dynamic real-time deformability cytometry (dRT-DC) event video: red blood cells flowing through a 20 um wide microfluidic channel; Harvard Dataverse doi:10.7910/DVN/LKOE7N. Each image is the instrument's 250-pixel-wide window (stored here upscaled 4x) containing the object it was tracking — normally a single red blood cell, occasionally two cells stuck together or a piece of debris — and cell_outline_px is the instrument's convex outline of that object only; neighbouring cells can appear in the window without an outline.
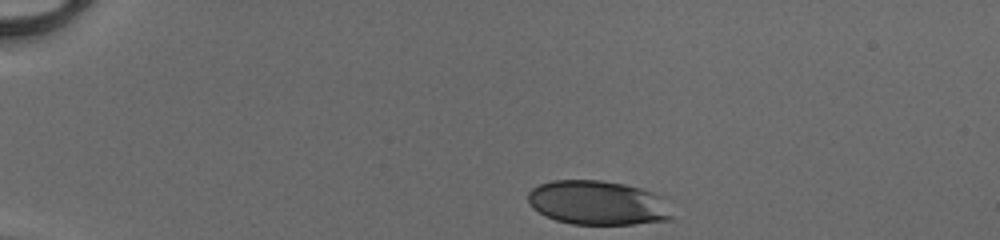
{"species": "human", "species_latin": "Homo sapiens", "temperature_condition": "cold", "stored_images_in_passage": 35, "camera_frame_rate_fps": 3000, "um_per_image_px": 0.085, "donor": {"sex": "male"}, "frame": {"image": 1, "passage_image": 1, "time_ms": 0.0, "image_size_px": [1000, 240], "cell_outline_px": [[672, 220], [632, 224], [572, 224], [556, 220], [532, 208], [528, 200], [528, 192], [532, 188], [540, 184], [552, 180], [600, 180], [624, 184], [640, 188], [652, 192], [660, 196], [672, 216]], "centroid_in_image_um": [50.78, 17.24], "position_along_channel_um": 34.2, "area_um2": 36.88}}
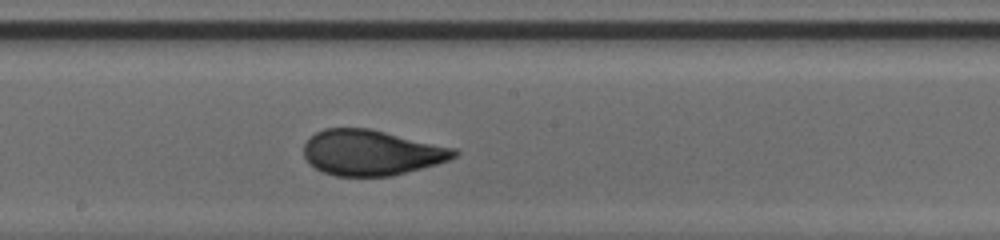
{"frame": {"image": 2, "passage_image": 20, "time_ms": 6.333, "image_size_px": [1000, 240], "cell_outline_px": [[460, 152], [456, 156], [448, 160], [436, 164], [392, 176], [336, 176], [324, 172], [316, 168], [304, 156], [304, 144], [316, 132], [324, 128], [368, 128], [456, 148]], "centroid_in_image_um": [31.59, 12.97], "position_along_channel_um": 216.6, "area_um2": 39.59}}
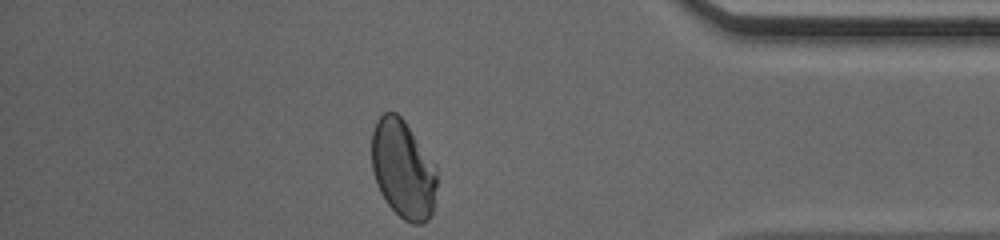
{"frame": {"image": 3, "passage_image": 35, "time_ms": 11.333, "image_size_px": [1000, 240], "cell_outline_px": [[436, 184], [432, 212], [428, 220], [420, 224], [412, 224], [404, 220], [388, 204], [380, 192], [372, 168], [372, 132], [376, 120], [384, 112], [396, 112], [404, 120], [436, 164]], "centroid_in_image_um": [34.26, 14.36], "position_along_channel_um": 400.9, "area_um2": 37.34}, "authors_computed_cell_mechanics": {"area_um2": 39.304, "velocity_mm_per_s": 4.1307, "shape_relaxation_time_tau1_ms": 8.289, "shape_relaxation_time_tau2_ms": null, "deformation_change_tau1": 0.2146, "deformation_change_tau2": null}}